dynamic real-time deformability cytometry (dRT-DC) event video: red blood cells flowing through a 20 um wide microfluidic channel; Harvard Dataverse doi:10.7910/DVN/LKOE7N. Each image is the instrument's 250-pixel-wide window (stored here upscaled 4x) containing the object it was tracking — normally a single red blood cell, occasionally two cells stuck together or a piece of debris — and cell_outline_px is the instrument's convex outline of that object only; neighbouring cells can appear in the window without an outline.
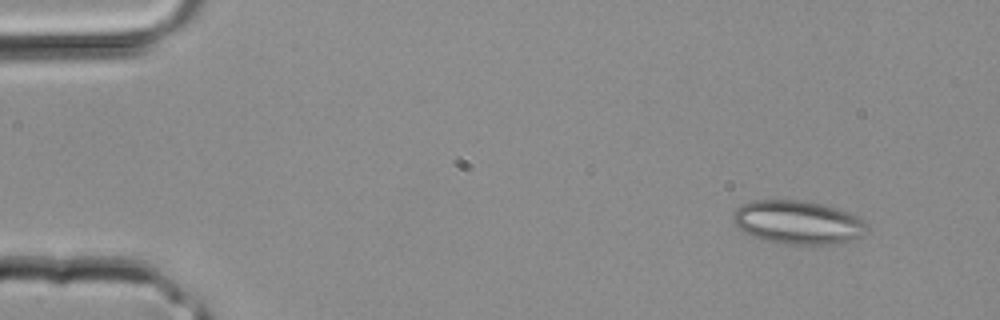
{"species": "common noctule bat (a hibernating species)", "species_latin": "Nyctalus noctula", "temperature_condition": "room temperature", "stored_images_in_passage": 4, "camera_frame_rate_fps": 3000, "um_per_image_px": 0.085, "animal": {"sex": "male", "body_mass_g": 20.4}, "frame": {"image": 1, "passage_image": 1, "time_ms": 0.0, "image_size_px": [1000, 320], "cell_outline_px": [[868, 232], [864, 236], [844, 244], [784, 244], [764, 240], [740, 232], [732, 224], [732, 212], [740, 204], [752, 200], [800, 200], [840, 208], [856, 216], [868, 228]], "centroid_in_image_um": [67.77, 18.91], "position_along_channel_um": 17.2, "area_um2": 34.68}}
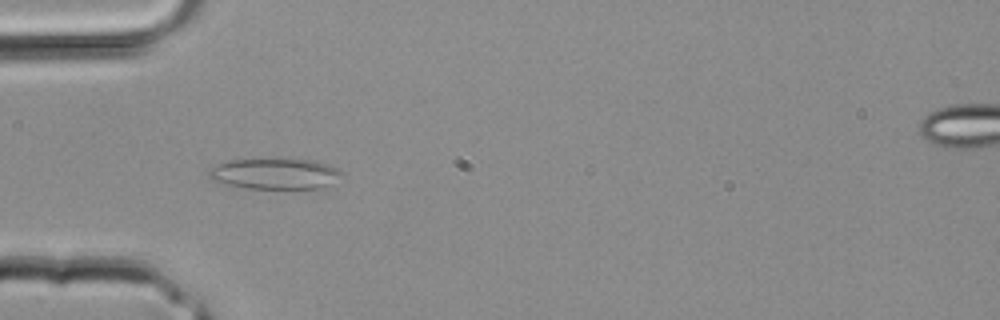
{"frame": {"image": 2, "passage_image": 3, "time_ms": 0.667, "image_size_px": [1000, 320], "cell_outline_px": [[340, 172], [328, 184], [320, 188], [248, 188], [228, 184], [212, 180], [208, 176], [208, 172], [216, 164], [232, 160], [276, 156], [316, 160], [328, 164], [336, 168]], "centroid_in_image_um": [23.3, 14.7], "position_along_channel_um": 61.7, "area_um2": 24.16}}
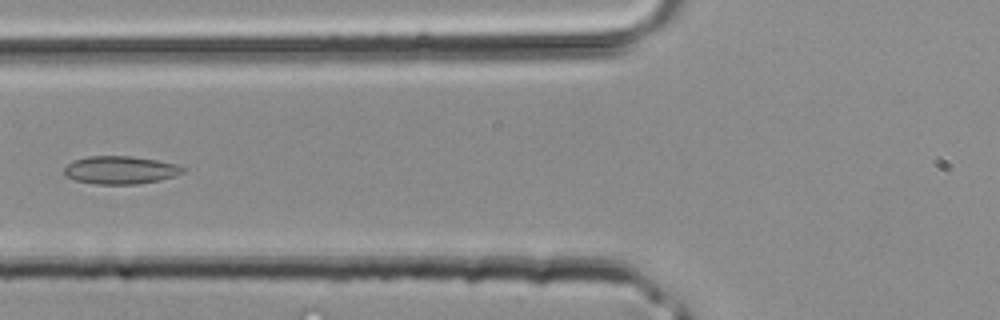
{"frame": {"image": 3, "passage_image": 4, "time_ms": 1.0, "image_size_px": [1000, 320], "cell_outline_px": [[188, 168], [184, 172], [160, 180], [136, 184], [96, 184], [76, 180], [68, 176], [64, 172], [64, 168], [72, 160], [88, 156], [132, 156], [156, 160], [176, 164]], "centroid_in_image_um": [10.25, 14.44], "position_along_channel_um": 115.6, "area_um2": 19.25}}